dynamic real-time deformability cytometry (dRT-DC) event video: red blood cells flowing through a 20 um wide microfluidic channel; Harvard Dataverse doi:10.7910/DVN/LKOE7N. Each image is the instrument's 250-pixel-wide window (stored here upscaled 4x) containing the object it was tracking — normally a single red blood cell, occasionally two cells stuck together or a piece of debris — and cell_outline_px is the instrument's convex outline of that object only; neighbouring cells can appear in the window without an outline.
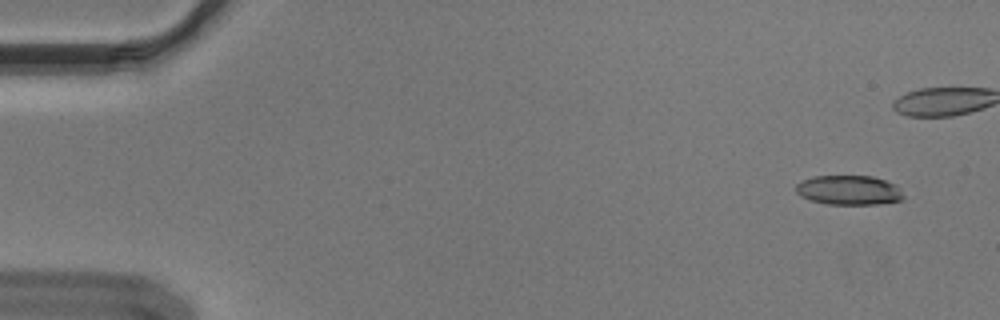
{"species": "Egyptian fruit bat (a non-hibernating species)", "species_latin": "Rousettus aegyptiacus", "temperature_condition": "cold", "stored_images_in_passage": 44, "camera_frame_rate_fps": 3000, "um_per_image_px": 0.085, "animal": {"sex": "male"}, "frame": {"image": 1, "passage_image": 3, "time_ms": 0.667, "image_size_px": [1000, 320], "cell_outline_px": [[904, 200], [880, 204], [828, 204], [812, 200], [800, 196], [796, 192], [796, 184], [812, 176], [872, 176], [896, 184], [904, 196]], "centroid_in_image_um": [72.18, 16.16], "position_along_channel_um": 12.8, "area_um2": 18.5}}
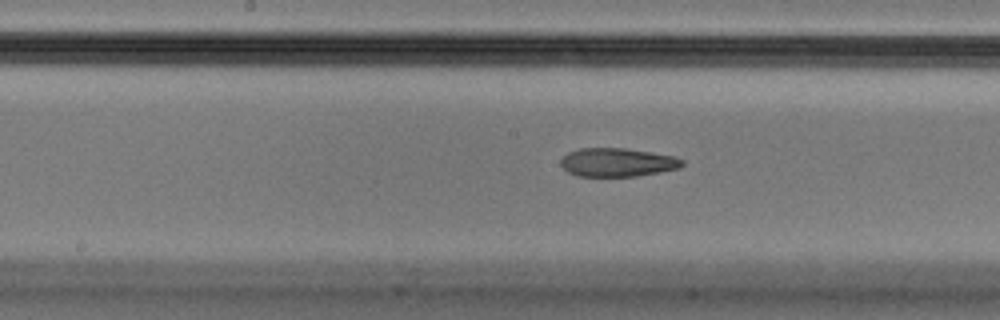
{"frame": {"image": 2, "passage_image": 28, "time_ms": 9.0, "image_size_px": [1000, 320], "cell_outline_px": [[684, 164], [680, 168], [660, 172], [636, 176], [576, 176], [568, 172], [560, 164], [560, 160], [568, 152], [580, 148], [624, 148], [676, 156], [684, 160]], "centroid_in_image_um": [52.49, 13.8], "position_along_channel_um": 195.7, "area_um2": 20.29}}
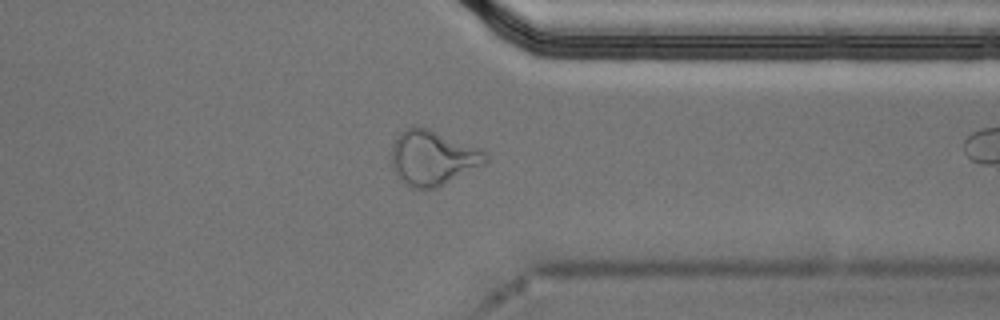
{"frame": {"image": 3, "passage_image": 43, "time_ms": 14.0, "image_size_px": [1000, 320], "cell_outline_px": [[488, 160], [484, 164], [436, 188], [412, 188], [404, 184], [392, 168], [392, 144], [396, 136], [404, 128], [428, 128], [484, 148], [488, 152]], "centroid_in_image_um": [36.82, 13.4], "position_along_channel_um": 374.6, "area_um2": 30.29}}